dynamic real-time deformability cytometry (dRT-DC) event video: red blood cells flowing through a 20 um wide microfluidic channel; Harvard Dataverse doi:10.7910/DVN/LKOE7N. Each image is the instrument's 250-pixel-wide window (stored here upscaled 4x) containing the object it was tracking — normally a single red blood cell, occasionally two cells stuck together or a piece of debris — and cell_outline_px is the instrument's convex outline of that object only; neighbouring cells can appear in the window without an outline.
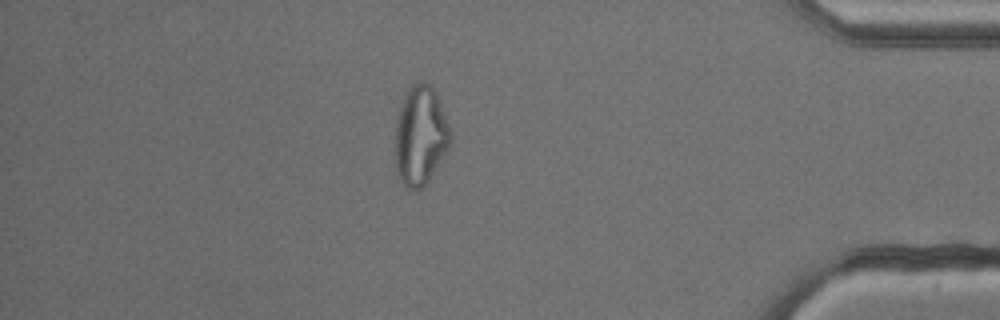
{"species": "common noctule bat (a hibernating species)", "species_latin": "Nyctalus noctula", "temperature_condition": "cold", "stored_images_in_passage": 53, "camera_frame_rate_fps": 3000, "um_per_image_px": 0.085, "animal": {"sex": "male", "body_mass_g": 13.3}, "frame": {"image": 1, "passage_image": 46, "time_ms": 15.0, "image_size_px": [1000, 320], "cell_outline_px": [[452, 140], [428, 180], [420, 188], [404, 188], [396, 172], [396, 120], [404, 92], [412, 84], [420, 80], [428, 84], [436, 92], [452, 132]], "centroid_in_image_um": [35.72, 11.48], "position_along_channel_um": 399.5, "area_um2": 31.79}}